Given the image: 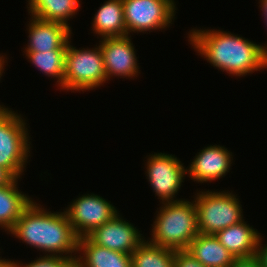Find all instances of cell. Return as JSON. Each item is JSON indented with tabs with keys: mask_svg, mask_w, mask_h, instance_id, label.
<instances>
[{
	"mask_svg": "<svg viewBox=\"0 0 267 267\" xmlns=\"http://www.w3.org/2000/svg\"><path fill=\"white\" fill-rule=\"evenodd\" d=\"M193 49L211 66L236 77H242L267 68V52L264 45L229 31L194 29L188 33Z\"/></svg>",
	"mask_w": 267,
	"mask_h": 267,
	"instance_id": "obj_1",
	"label": "cell"
},
{
	"mask_svg": "<svg viewBox=\"0 0 267 267\" xmlns=\"http://www.w3.org/2000/svg\"><path fill=\"white\" fill-rule=\"evenodd\" d=\"M7 234L44 254L77 259L79 238L65 212L52 213L33 201Z\"/></svg>",
	"mask_w": 267,
	"mask_h": 267,
	"instance_id": "obj_2",
	"label": "cell"
},
{
	"mask_svg": "<svg viewBox=\"0 0 267 267\" xmlns=\"http://www.w3.org/2000/svg\"><path fill=\"white\" fill-rule=\"evenodd\" d=\"M156 211L149 243L173 250L187 249L199 234L197 210L194 200L180 199L161 202Z\"/></svg>",
	"mask_w": 267,
	"mask_h": 267,
	"instance_id": "obj_3",
	"label": "cell"
},
{
	"mask_svg": "<svg viewBox=\"0 0 267 267\" xmlns=\"http://www.w3.org/2000/svg\"><path fill=\"white\" fill-rule=\"evenodd\" d=\"M24 119L18 112L0 104V167L19 179L31 156L29 129Z\"/></svg>",
	"mask_w": 267,
	"mask_h": 267,
	"instance_id": "obj_4",
	"label": "cell"
},
{
	"mask_svg": "<svg viewBox=\"0 0 267 267\" xmlns=\"http://www.w3.org/2000/svg\"><path fill=\"white\" fill-rule=\"evenodd\" d=\"M194 196L199 234L215 235L244 220L239 198L228 190L198 191Z\"/></svg>",
	"mask_w": 267,
	"mask_h": 267,
	"instance_id": "obj_5",
	"label": "cell"
},
{
	"mask_svg": "<svg viewBox=\"0 0 267 267\" xmlns=\"http://www.w3.org/2000/svg\"><path fill=\"white\" fill-rule=\"evenodd\" d=\"M100 46L78 49L69 40L66 48L63 90L89 91L107 83Z\"/></svg>",
	"mask_w": 267,
	"mask_h": 267,
	"instance_id": "obj_6",
	"label": "cell"
},
{
	"mask_svg": "<svg viewBox=\"0 0 267 267\" xmlns=\"http://www.w3.org/2000/svg\"><path fill=\"white\" fill-rule=\"evenodd\" d=\"M127 35L170 27L176 14L174 0H122Z\"/></svg>",
	"mask_w": 267,
	"mask_h": 267,
	"instance_id": "obj_7",
	"label": "cell"
},
{
	"mask_svg": "<svg viewBox=\"0 0 267 267\" xmlns=\"http://www.w3.org/2000/svg\"><path fill=\"white\" fill-rule=\"evenodd\" d=\"M146 178L153 192L161 202L179 200L176 198L187 171L175 155L152 153L146 160Z\"/></svg>",
	"mask_w": 267,
	"mask_h": 267,
	"instance_id": "obj_8",
	"label": "cell"
},
{
	"mask_svg": "<svg viewBox=\"0 0 267 267\" xmlns=\"http://www.w3.org/2000/svg\"><path fill=\"white\" fill-rule=\"evenodd\" d=\"M65 208V214L78 238L87 237L110 221L119 211L100 195L84 194Z\"/></svg>",
	"mask_w": 267,
	"mask_h": 267,
	"instance_id": "obj_9",
	"label": "cell"
},
{
	"mask_svg": "<svg viewBox=\"0 0 267 267\" xmlns=\"http://www.w3.org/2000/svg\"><path fill=\"white\" fill-rule=\"evenodd\" d=\"M99 42L107 81L113 76L131 79L140 74L131 35L102 38Z\"/></svg>",
	"mask_w": 267,
	"mask_h": 267,
	"instance_id": "obj_10",
	"label": "cell"
},
{
	"mask_svg": "<svg viewBox=\"0 0 267 267\" xmlns=\"http://www.w3.org/2000/svg\"><path fill=\"white\" fill-rule=\"evenodd\" d=\"M119 213L87 237L96 245L131 255L144 241L140 231Z\"/></svg>",
	"mask_w": 267,
	"mask_h": 267,
	"instance_id": "obj_11",
	"label": "cell"
},
{
	"mask_svg": "<svg viewBox=\"0 0 267 267\" xmlns=\"http://www.w3.org/2000/svg\"><path fill=\"white\" fill-rule=\"evenodd\" d=\"M233 153L224 146L210 145L204 147L191 161L187 176L194 182H210L225 177L233 160ZM189 173V174H188Z\"/></svg>",
	"mask_w": 267,
	"mask_h": 267,
	"instance_id": "obj_12",
	"label": "cell"
},
{
	"mask_svg": "<svg viewBox=\"0 0 267 267\" xmlns=\"http://www.w3.org/2000/svg\"><path fill=\"white\" fill-rule=\"evenodd\" d=\"M28 43L24 51L66 50L72 30L64 24L30 18Z\"/></svg>",
	"mask_w": 267,
	"mask_h": 267,
	"instance_id": "obj_13",
	"label": "cell"
},
{
	"mask_svg": "<svg viewBox=\"0 0 267 267\" xmlns=\"http://www.w3.org/2000/svg\"><path fill=\"white\" fill-rule=\"evenodd\" d=\"M244 221L220 230L215 234L219 242L235 258L255 256L258 248L261 233Z\"/></svg>",
	"mask_w": 267,
	"mask_h": 267,
	"instance_id": "obj_14",
	"label": "cell"
},
{
	"mask_svg": "<svg viewBox=\"0 0 267 267\" xmlns=\"http://www.w3.org/2000/svg\"><path fill=\"white\" fill-rule=\"evenodd\" d=\"M78 254L76 267H132L131 255L98 246L88 237L78 239Z\"/></svg>",
	"mask_w": 267,
	"mask_h": 267,
	"instance_id": "obj_15",
	"label": "cell"
},
{
	"mask_svg": "<svg viewBox=\"0 0 267 267\" xmlns=\"http://www.w3.org/2000/svg\"><path fill=\"white\" fill-rule=\"evenodd\" d=\"M186 250L205 267H230L235 259L213 234H198Z\"/></svg>",
	"mask_w": 267,
	"mask_h": 267,
	"instance_id": "obj_16",
	"label": "cell"
},
{
	"mask_svg": "<svg viewBox=\"0 0 267 267\" xmlns=\"http://www.w3.org/2000/svg\"><path fill=\"white\" fill-rule=\"evenodd\" d=\"M18 180L14 178L9 184L0 186V227L7 233L33 202L31 197L18 189Z\"/></svg>",
	"mask_w": 267,
	"mask_h": 267,
	"instance_id": "obj_17",
	"label": "cell"
},
{
	"mask_svg": "<svg viewBox=\"0 0 267 267\" xmlns=\"http://www.w3.org/2000/svg\"><path fill=\"white\" fill-rule=\"evenodd\" d=\"M92 29L97 38L126 36L122 0H107L97 10L92 20ZM99 35V36H98Z\"/></svg>",
	"mask_w": 267,
	"mask_h": 267,
	"instance_id": "obj_18",
	"label": "cell"
},
{
	"mask_svg": "<svg viewBox=\"0 0 267 267\" xmlns=\"http://www.w3.org/2000/svg\"><path fill=\"white\" fill-rule=\"evenodd\" d=\"M28 13L39 20L58 22L71 29L68 20L79 11L80 0H28Z\"/></svg>",
	"mask_w": 267,
	"mask_h": 267,
	"instance_id": "obj_19",
	"label": "cell"
},
{
	"mask_svg": "<svg viewBox=\"0 0 267 267\" xmlns=\"http://www.w3.org/2000/svg\"><path fill=\"white\" fill-rule=\"evenodd\" d=\"M28 61L48 77L55 78L63 89L66 50L23 51Z\"/></svg>",
	"mask_w": 267,
	"mask_h": 267,
	"instance_id": "obj_20",
	"label": "cell"
},
{
	"mask_svg": "<svg viewBox=\"0 0 267 267\" xmlns=\"http://www.w3.org/2000/svg\"><path fill=\"white\" fill-rule=\"evenodd\" d=\"M175 250L144 241L132 254V267H174Z\"/></svg>",
	"mask_w": 267,
	"mask_h": 267,
	"instance_id": "obj_21",
	"label": "cell"
},
{
	"mask_svg": "<svg viewBox=\"0 0 267 267\" xmlns=\"http://www.w3.org/2000/svg\"><path fill=\"white\" fill-rule=\"evenodd\" d=\"M40 256L41 257H37L36 260L34 259L33 261L28 262V264L10 260V267H76V259L47 254Z\"/></svg>",
	"mask_w": 267,
	"mask_h": 267,
	"instance_id": "obj_22",
	"label": "cell"
},
{
	"mask_svg": "<svg viewBox=\"0 0 267 267\" xmlns=\"http://www.w3.org/2000/svg\"><path fill=\"white\" fill-rule=\"evenodd\" d=\"M174 267H205L186 249L175 250Z\"/></svg>",
	"mask_w": 267,
	"mask_h": 267,
	"instance_id": "obj_23",
	"label": "cell"
},
{
	"mask_svg": "<svg viewBox=\"0 0 267 267\" xmlns=\"http://www.w3.org/2000/svg\"><path fill=\"white\" fill-rule=\"evenodd\" d=\"M230 267H261L259 258L255 256L235 258Z\"/></svg>",
	"mask_w": 267,
	"mask_h": 267,
	"instance_id": "obj_24",
	"label": "cell"
},
{
	"mask_svg": "<svg viewBox=\"0 0 267 267\" xmlns=\"http://www.w3.org/2000/svg\"><path fill=\"white\" fill-rule=\"evenodd\" d=\"M262 236H259V241H258V248L256 251V256L260 260L261 267H267V244L262 246Z\"/></svg>",
	"mask_w": 267,
	"mask_h": 267,
	"instance_id": "obj_25",
	"label": "cell"
},
{
	"mask_svg": "<svg viewBox=\"0 0 267 267\" xmlns=\"http://www.w3.org/2000/svg\"><path fill=\"white\" fill-rule=\"evenodd\" d=\"M14 177L5 169L0 167V186L9 184Z\"/></svg>",
	"mask_w": 267,
	"mask_h": 267,
	"instance_id": "obj_26",
	"label": "cell"
},
{
	"mask_svg": "<svg viewBox=\"0 0 267 267\" xmlns=\"http://www.w3.org/2000/svg\"><path fill=\"white\" fill-rule=\"evenodd\" d=\"M259 7H261V11H262V16H264V20L266 23V27H267V0H259ZM265 51L267 52V44L264 46Z\"/></svg>",
	"mask_w": 267,
	"mask_h": 267,
	"instance_id": "obj_27",
	"label": "cell"
},
{
	"mask_svg": "<svg viewBox=\"0 0 267 267\" xmlns=\"http://www.w3.org/2000/svg\"><path fill=\"white\" fill-rule=\"evenodd\" d=\"M6 55H1L0 54V79H1V76L3 75V72H4V69H5V67H4V65H5V63L6 62H8V61H6V57H5Z\"/></svg>",
	"mask_w": 267,
	"mask_h": 267,
	"instance_id": "obj_28",
	"label": "cell"
},
{
	"mask_svg": "<svg viewBox=\"0 0 267 267\" xmlns=\"http://www.w3.org/2000/svg\"><path fill=\"white\" fill-rule=\"evenodd\" d=\"M0 267H10V259H2V257H0Z\"/></svg>",
	"mask_w": 267,
	"mask_h": 267,
	"instance_id": "obj_29",
	"label": "cell"
}]
</instances>
